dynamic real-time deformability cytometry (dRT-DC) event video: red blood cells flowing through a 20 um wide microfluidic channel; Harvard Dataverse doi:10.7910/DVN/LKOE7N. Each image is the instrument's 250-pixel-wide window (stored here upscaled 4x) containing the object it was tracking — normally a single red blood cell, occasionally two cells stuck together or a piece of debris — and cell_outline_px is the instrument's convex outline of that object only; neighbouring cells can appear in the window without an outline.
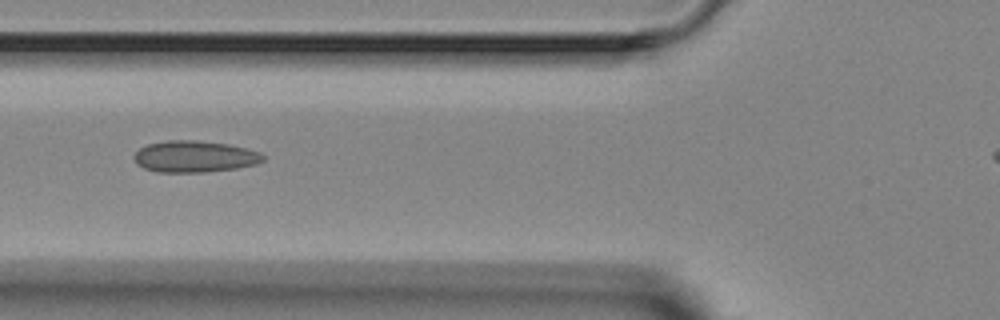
{"species": "Egyptian fruit bat (a non-hibernating species)", "species_latin": "Rousettus aegyptiacus", "temperature_condition": "room temperature", "stored_images_in_passage": 2, "camera_frame_rate_fps": 3000, "um_per_image_px": 0.085, "animal": {"sex": "female"}, "frame": {"image": 1, "passage_image": 2, "time_ms": 1.0, "image_size_px": [1000, 320], "cell_outline_px": [[264, 160], [256, 164], [236, 168], [204, 172], [156, 172], [144, 168], [136, 164], [132, 156], [140, 148], [148, 144], [168, 140], [196, 140], [228, 144], [260, 152], [264, 156]], "centroid_in_image_um": [16.51, 13.31], "position_along_channel_um": 109.3, "area_um2": 23.7}}